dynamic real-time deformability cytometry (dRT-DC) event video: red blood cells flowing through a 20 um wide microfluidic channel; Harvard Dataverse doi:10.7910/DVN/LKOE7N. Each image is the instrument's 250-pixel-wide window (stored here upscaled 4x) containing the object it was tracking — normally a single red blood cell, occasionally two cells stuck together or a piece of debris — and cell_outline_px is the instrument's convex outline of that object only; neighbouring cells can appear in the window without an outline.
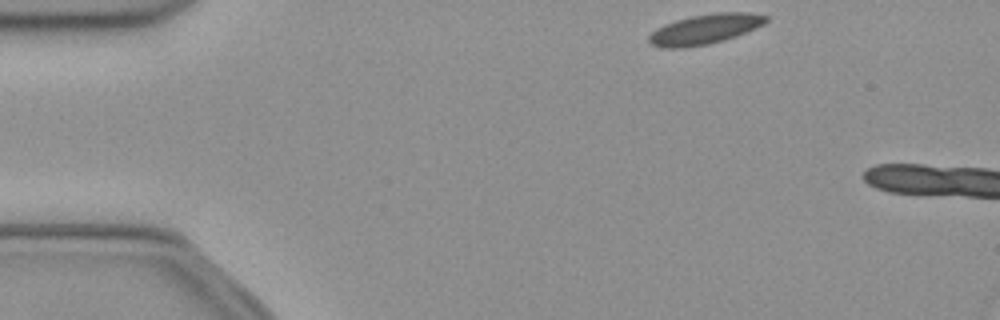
{"species": "common noctule bat (a hibernating species)", "species_latin": "Nyctalus noctula", "temperature_condition": "cold", "stored_images_in_passage": 4, "camera_frame_rate_fps": 3000, "um_per_image_px": 0.085, "animal": {"sex": "female", "body_mass_g": 21.9}, "frame": {"image": 1, "passage_image": 1, "time_ms": 0.0, "image_size_px": [1000, 320], "cell_outline_px": [[768, 20], [764, 24], [756, 28], [736, 36], [724, 40], [708, 44], [684, 48], [664, 48], [648, 44], [648, 36], [656, 28], [664, 24], [676, 20], [692, 16], [716, 12], [752, 12], [768, 16]], "centroid_in_image_um": [59.91, 2.48], "position_along_channel_um": 25.1, "area_um2": 20.63}}